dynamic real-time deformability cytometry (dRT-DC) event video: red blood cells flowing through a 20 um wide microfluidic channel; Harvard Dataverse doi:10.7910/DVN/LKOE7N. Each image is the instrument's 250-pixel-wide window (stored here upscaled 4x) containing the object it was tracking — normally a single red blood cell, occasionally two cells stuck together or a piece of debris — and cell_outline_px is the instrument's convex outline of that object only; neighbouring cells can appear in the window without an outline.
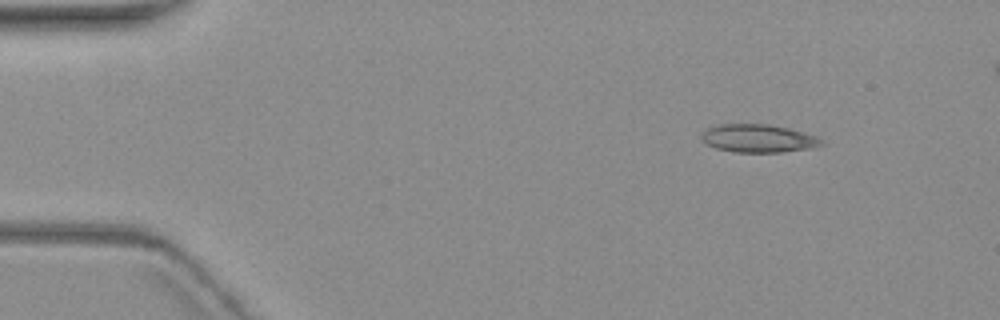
{"species": "common noctule bat (a hibernating species)", "species_latin": "Nyctalus noctula", "temperature_condition": "warm", "stored_images_in_passage": 5, "camera_frame_rate_fps": 3000, "um_per_image_px": 0.085, "animal": {"sex": "female", "body_mass_g": 19.3, "forearm_length_mm": 54.1}, "frame": {"image": 1, "passage_image": 1, "time_ms": 0.0, "image_size_px": [1000, 320], "cell_outline_px": [[824, 144], [808, 148], [780, 152], [732, 152], [716, 148], [708, 144], [700, 136], [708, 128], [720, 124], [768, 124], [788, 128], [816, 136]], "centroid_in_image_um": [64.43, 11.76], "position_along_channel_um": 20.6, "area_um2": 19.25}}